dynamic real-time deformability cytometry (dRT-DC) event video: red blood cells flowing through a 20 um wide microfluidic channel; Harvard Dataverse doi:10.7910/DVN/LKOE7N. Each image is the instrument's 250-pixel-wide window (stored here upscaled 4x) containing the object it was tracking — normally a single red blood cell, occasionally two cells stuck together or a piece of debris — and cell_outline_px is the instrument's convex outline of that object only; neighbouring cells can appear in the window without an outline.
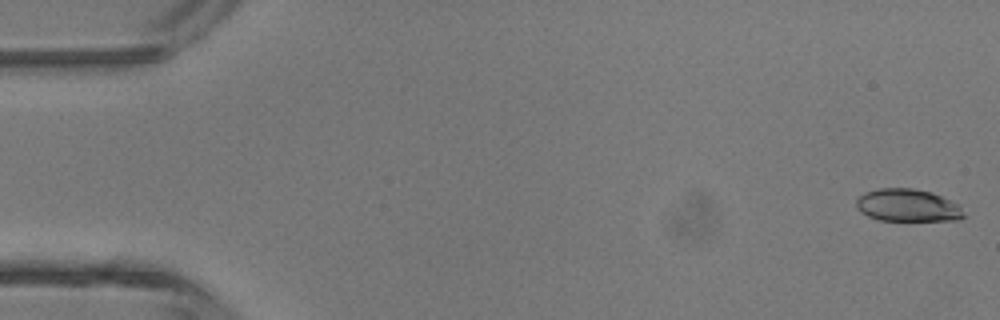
{"species": "common noctule bat (a hibernating species)", "species_latin": "Nyctalus noctula", "temperature_condition": "room temperature", "stored_images_in_passage": 41, "camera_frame_rate_fps": 3000, "um_per_image_px": 0.085, "animal": {"sex": "male", "body_mass_g": 13.3}, "frame": {"image": 1, "passage_image": 1, "time_ms": 0.0, "image_size_px": [1000, 320], "cell_outline_px": [[964, 216], [960, 220], [880, 220], [868, 216], [860, 212], [856, 208], [856, 200], [864, 192], [880, 188], [912, 188], [932, 192], [960, 204]], "centroid_in_image_um": [77.15, 17.45], "position_along_channel_um": 7.9, "area_um2": 20.46}}
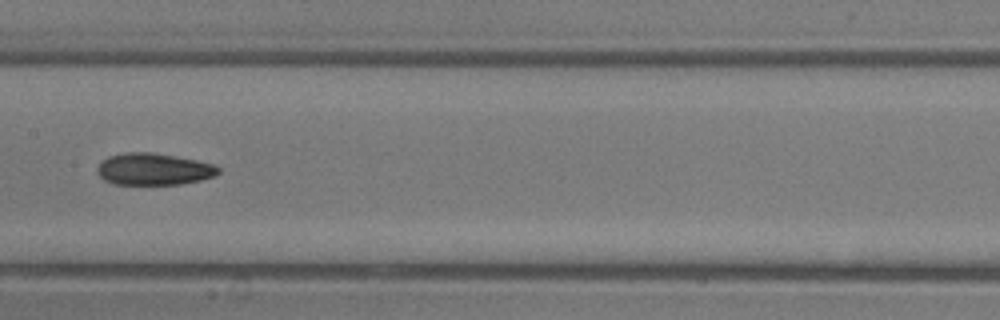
{"frame": {"image": 2, "passage_image": 23, "time_ms": 7.333, "image_size_px": [1000, 320], "cell_outline_px": [[220, 172], [216, 176], [200, 180], [180, 184], [116, 184], [104, 180], [96, 172], [96, 168], [108, 156], [124, 152], [148, 152], [176, 156], [216, 164], [220, 168]], "centroid_in_image_um": [13.09, 14.37], "position_along_channel_um": 194.3, "area_um2": 22.54}}
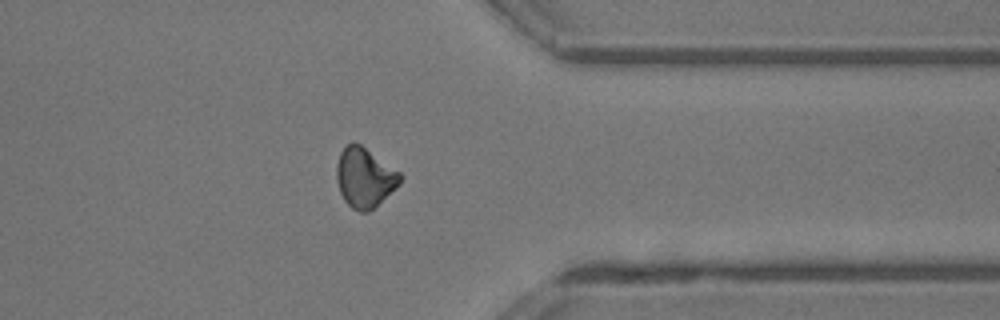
{"frame": {"image": 3, "passage_image": 36, "time_ms": 11.667, "image_size_px": [1000, 320], "cell_outline_px": [[400, 184], [368, 212], [360, 212], [352, 208], [344, 200], [340, 192], [336, 180], [336, 164], [340, 152], [352, 140], [360, 144], [400, 172]], "centroid_in_image_um": [30.96, 15.08], "position_along_channel_um": 380.4, "area_um2": 21.91}}